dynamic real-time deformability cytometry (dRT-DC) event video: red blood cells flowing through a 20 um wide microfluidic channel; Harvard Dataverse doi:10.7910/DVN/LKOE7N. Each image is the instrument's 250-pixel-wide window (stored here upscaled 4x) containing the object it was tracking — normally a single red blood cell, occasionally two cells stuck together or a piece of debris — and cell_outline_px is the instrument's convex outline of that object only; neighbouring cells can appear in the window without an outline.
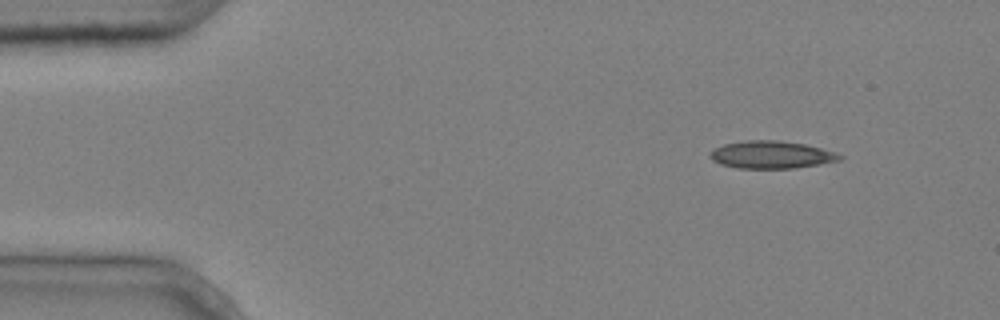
{"species": "common noctule bat (a hibernating species)", "species_latin": "Nyctalus noctula", "temperature_condition": "cold", "stored_images_in_passage": 6, "camera_frame_rate_fps": 3000, "um_per_image_px": 0.085, "animal": {"sex": "male", "body_mass_g": 20.4}, "frame": {"image": 1, "passage_image": 1, "time_ms": 0.0, "image_size_px": [1000, 320], "cell_outline_px": [[844, 156], [840, 160], [792, 168], [740, 168], [720, 164], [712, 160], [712, 152], [716, 148], [724, 144], [744, 140], [776, 140], [804, 144], [836, 152]], "centroid_in_image_um": [65.58, 13.14], "position_along_channel_um": 19.4, "area_um2": 20.4}}
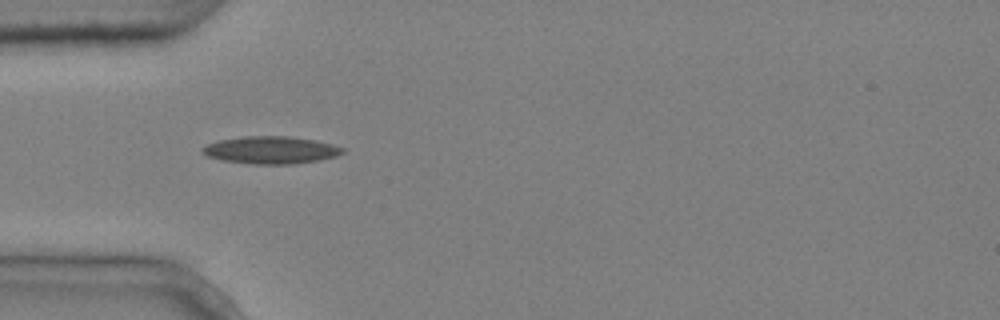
{"frame": {"image": 2, "passage_image": 4, "time_ms": 1.0, "image_size_px": [1000, 320], "cell_outline_px": [[344, 152], [336, 156], [296, 164], [252, 164], [220, 160], [208, 156], [200, 152], [200, 148], [208, 144], [220, 140], [244, 136], [288, 136], [316, 140], [332, 144], [344, 148]], "centroid_in_image_um": [23.0, 12.75], "position_along_channel_um": 62.0, "area_um2": 22.43}}